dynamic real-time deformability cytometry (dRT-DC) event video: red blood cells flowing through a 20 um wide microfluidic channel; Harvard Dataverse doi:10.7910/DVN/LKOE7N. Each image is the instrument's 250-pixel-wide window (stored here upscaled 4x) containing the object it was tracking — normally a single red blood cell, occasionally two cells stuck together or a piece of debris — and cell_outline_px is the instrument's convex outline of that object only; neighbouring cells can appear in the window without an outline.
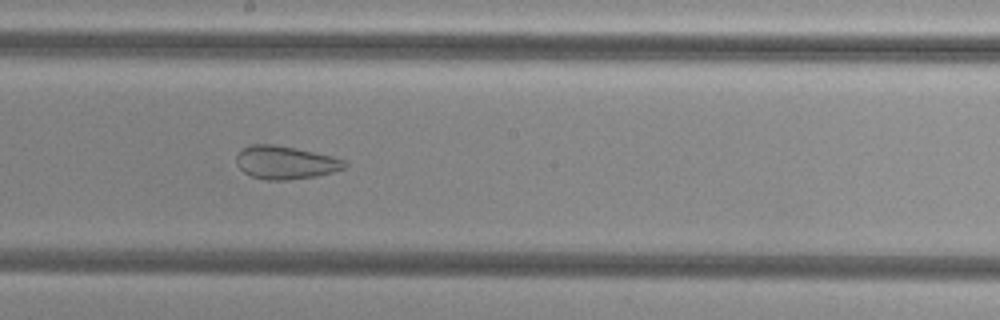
{"species": "common noctule bat (a hibernating species)", "species_latin": "Nyctalus noctula", "temperature_condition": "cold", "stored_images_in_passage": 54, "camera_frame_rate_fps": 3000, "um_per_image_px": 0.085, "animal": {"sex": "female", "body_mass_g": 29.2, "forearm_length_mm": 56.3}, "frame": {"image": 1, "passage_image": 30, "time_ms": 9.667, "image_size_px": [1000, 320], "cell_outline_px": [[348, 164], [344, 168], [332, 172], [316, 176], [288, 180], [264, 180], [252, 176], [244, 172], [236, 164], [236, 156], [244, 148], [252, 144], [276, 144], [296, 148], [332, 156], [344, 160]], "centroid_in_image_um": [24.25, 13.81], "position_along_channel_um": 223.9, "area_um2": 20.87}}
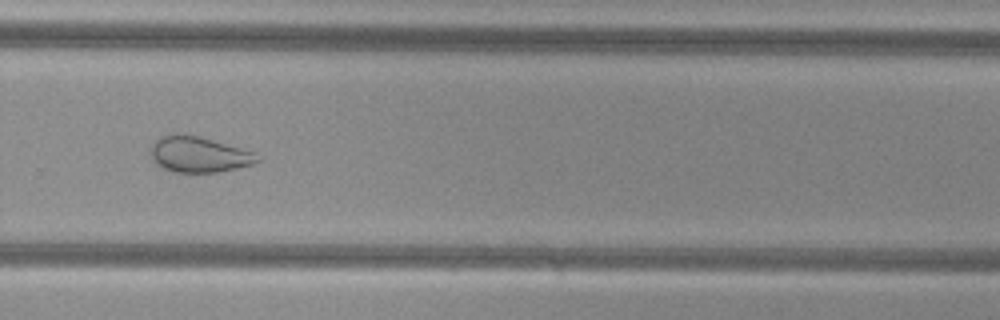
{"frame": {"image": 2, "passage_image": 37, "time_ms": 12.0, "image_size_px": [1000, 320], "cell_outline_px": [[260, 160], [252, 164], [236, 168], [216, 172], [176, 172], [164, 168], [156, 164], [152, 156], [152, 144], [160, 136], [168, 132], [176, 132], [200, 136], [256, 152]], "centroid_in_image_um": [16.89, 13.09], "position_along_channel_um": 312.9, "area_um2": 22.31}}
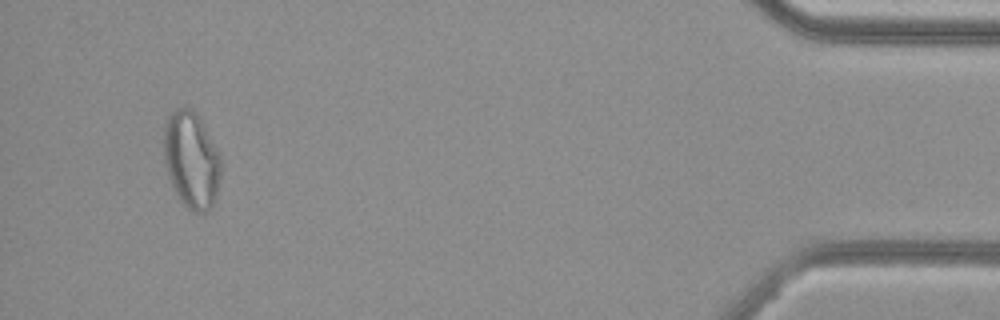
{"frame": {"image": 3, "passage_image": 51, "time_ms": 16.667, "image_size_px": [1000, 320], "cell_outline_px": [[220, 176], [216, 196], [212, 208], [208, 212], [192, 212], [176, 196], [168, 176], [164, 164], [164, 124], [168, 116], [176, 108], [188, 108], [200, 120], [220, 156]], "centroid_in_image_um": [16.24, 13.66], "position_along_channel_um": 419.0, "area_um2": 31.91}}